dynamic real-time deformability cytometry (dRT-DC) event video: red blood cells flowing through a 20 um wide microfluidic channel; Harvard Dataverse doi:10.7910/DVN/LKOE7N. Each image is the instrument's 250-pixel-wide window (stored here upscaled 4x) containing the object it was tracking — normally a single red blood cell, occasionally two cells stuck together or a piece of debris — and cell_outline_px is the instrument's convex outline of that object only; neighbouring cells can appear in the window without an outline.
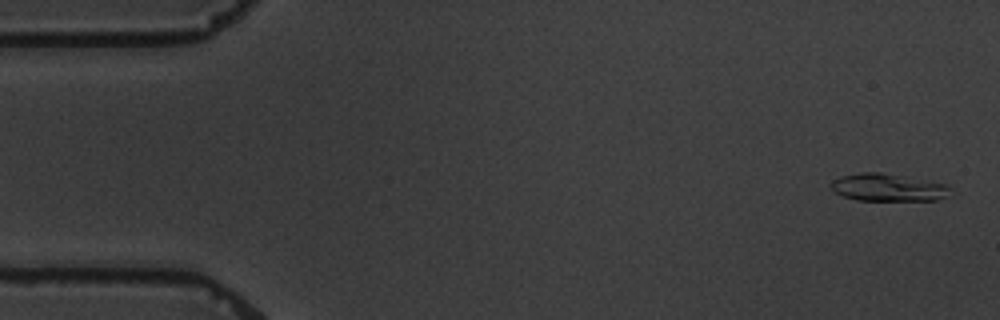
{"species": "common noctule bat (a hibernating species)", "species_latin": "Nyctalus noctula", "temperature_condition": "warm", "stored_images_in_passage": 5, "segment_of_instrument_passage": [1, 2], "camera_frame_rate_fps": 3000, "um_per_image_px": 0.085, "animal": {"sex": "male", "body_mass_g": 19.5, "forearm_length_mm": 54.6}, "frame": {"image": 1, "passage_image": 1, "time_ms": 0.0, "image_size_px": [1000, 320], "cell_outline_px": [[952, 188], [948, 196], [936, 200], [856, 200], [844, 196], [836, 192], [828, 184], [832, 180], [840, 176], [860, 172], [880, 172], [944, 184]], "centroid_in_image_um": [75.44, 15.93], "position_along_channel_um": 9.6, "area_um2": 18.96}}